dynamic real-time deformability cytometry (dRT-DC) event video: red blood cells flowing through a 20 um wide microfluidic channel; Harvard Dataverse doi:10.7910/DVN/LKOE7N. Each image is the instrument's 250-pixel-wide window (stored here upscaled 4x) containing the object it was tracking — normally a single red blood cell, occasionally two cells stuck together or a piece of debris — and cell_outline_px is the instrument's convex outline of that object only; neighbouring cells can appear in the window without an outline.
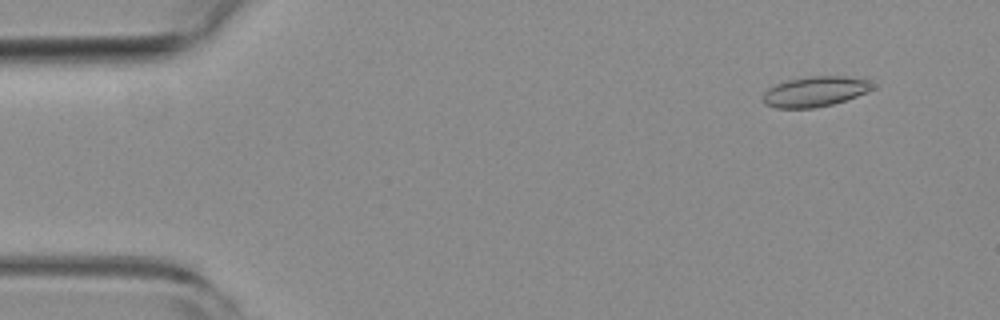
{"species": "common noctule bat (a hibernating species)", "species_latin": "Nyctalus noctula", "temperature_condition": "room temperature", "stored_images_in_passage": 54, "camera_frame_rate_fps": 3000, "um_per_image_px": 0.085, "animal": {"sex": "female", "body_mass_g": 19.3, "forearm_length_mm": 54.1}, "frame": {"image": 1, "passage_image": 5, "time_ms": 1.333, "image_size_px": [1000, 320], "cell_outline_px": [[876, 88], [856, 96], [832, 104], [812, 108], [776, 108], [764, 104], [764, 92], [768, 88], [776, 84], [788, 80], [808, 76], [844, 76], [868, 80]], "centroid_in_image_um": [69.27, 7.78], "position_along_channel_um": 15.7, "area_um2": 19.13}}
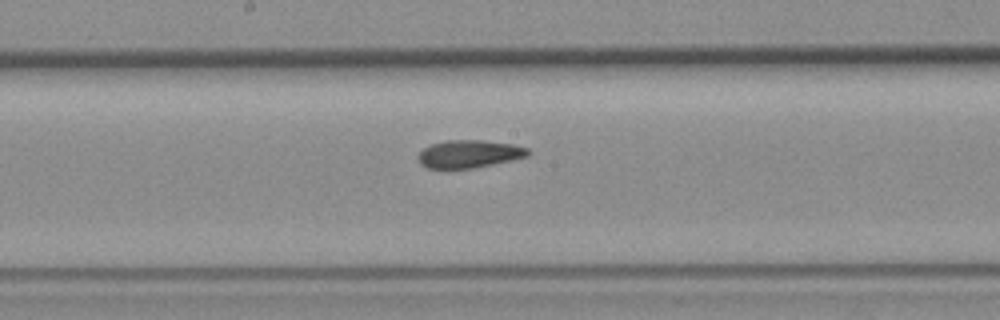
{"frame": {"image": 2, "passage_image": 28, "time_ms": 9.0, "image_size_px": [1000, 320], "cell_outline_px": [[532, 152], [528, 156], [512, 160], [472, 168], [428, 168], [420, 164], [416, 156], [424, 148], [432, 144], [448, 140], [484, 140], [512, 144], [528, 148]], "centroid_in_image_um": [39.89, 13.08], "position_along_channel_um": 208.3, "area_um2": 17.74}}
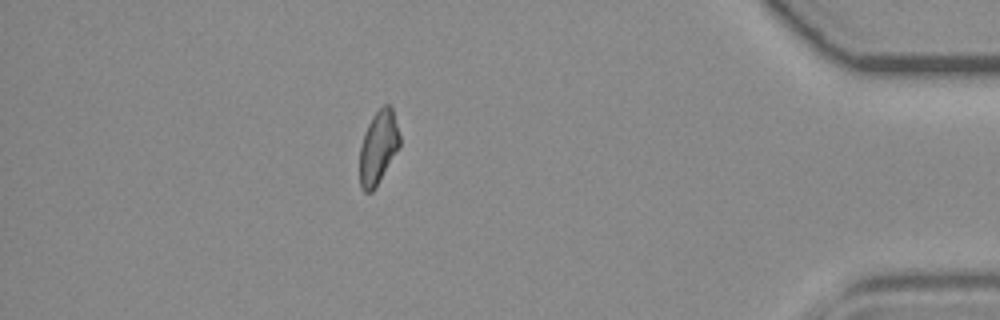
{"frame": {"image": 3, "passage_image": 47, "time_ms": 15.333, "image_size_px": [1000, 320], "cell_outline_px": [[400, 144], [372, 192], [364, 192], [360, 188], [360, 148], [364, 132], [372, 116], [384, 104], [388, 104], [392, 108], [400, 136]], "centroid_in_image_um": [32.13, 12.5], "position_along_channel_um": 403.1, "area_um2": 16.7}, "authors_computed_cell_mechanics": {"area_um2": 18.207, "velocity_mm_per_s": 3.8464, "shape_relaxation_time_tau1_ms": null, "shape_relaxation_time_tau2_ms": 2.0852, "deformation_change_tau1": null, "deformation_change_tau2": 0.0757}}